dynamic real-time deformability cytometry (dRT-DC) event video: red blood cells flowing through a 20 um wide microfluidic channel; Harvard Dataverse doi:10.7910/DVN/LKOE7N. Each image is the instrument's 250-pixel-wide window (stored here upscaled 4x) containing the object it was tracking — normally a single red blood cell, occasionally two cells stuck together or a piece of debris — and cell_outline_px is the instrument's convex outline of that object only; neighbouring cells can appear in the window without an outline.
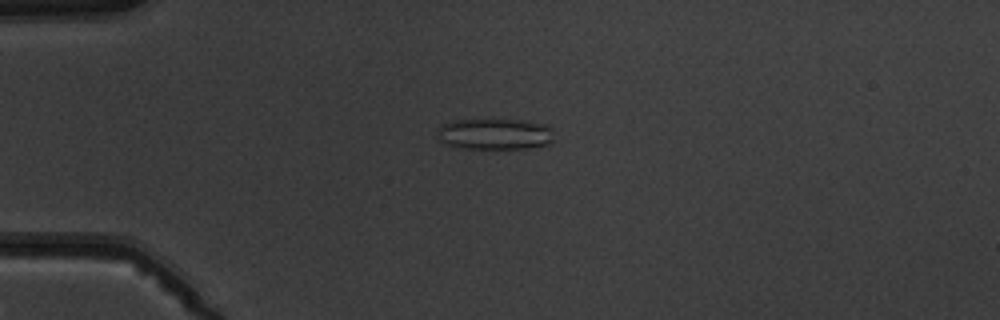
{"species": "common noctule bat (a hibernating species)", "species_latin": "Nyctalus noctula", "temperature_condition": "warm", "stored_images_in_passage": 5, "camera_frame_rate_fps": 3000, "um_per_image_px": 0.085, "animal": {"sex": "male", "body_mass_g": 19.5, "forearm_length_mm": 54.6}, "frame": {"image": 1, "passage_image": 4, "time_ms": 4.333, "image_size_px": [1000, 320], "cell_outline_px": [[552, 140], [548, 144], [528, 148], [460, 148], [444, 144], [440, 140], [436, 132], [440, 124], [452, 120], [492, 116], [524, 120], [548, 124], [552, 128]], "centroid_in_image_um": [42.02, 11.32], "position_along_channel_um": 43.0, "area_um2": 22.37}}